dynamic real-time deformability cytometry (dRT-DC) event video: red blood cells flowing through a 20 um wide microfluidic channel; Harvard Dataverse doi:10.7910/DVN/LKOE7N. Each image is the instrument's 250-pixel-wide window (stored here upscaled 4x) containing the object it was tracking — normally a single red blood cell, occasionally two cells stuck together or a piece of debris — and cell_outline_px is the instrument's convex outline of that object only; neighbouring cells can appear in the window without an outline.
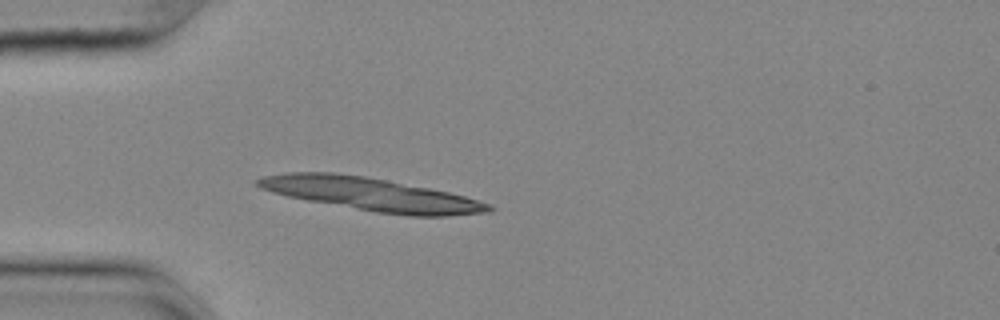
{"species": "common noctule bat (a hibernating species)", "species_latin": "Nyctalus noctula", "temperature_condition": "cold", "stored_images_in_passage": 40, "camera_frame_rate_fps": 3000, "um_per_image_px": 0.085, "animal": {"sex": "female", "body_mass_g": 25.1}, "frame": {"image": 1, "passage_image": 1, "time_ms": 0.0, "image_size_px": [1000, 320], "cell_outline_px": [[492, 208], [488, 212], [448, 216], [408, 216], [376, 212], [308, 200], [288, 196], [272, 192], [260, 188], [256, 184], [256, 180], [264, 176], [288, 172], [332, 172], [364, 176], [428, 188], [448, 192], [464, 196], [492, 204]], "centroid_in_image_um": [31.54, 16.51], "position_along_channel_um": 53.5, "area_um2": 44.04}}